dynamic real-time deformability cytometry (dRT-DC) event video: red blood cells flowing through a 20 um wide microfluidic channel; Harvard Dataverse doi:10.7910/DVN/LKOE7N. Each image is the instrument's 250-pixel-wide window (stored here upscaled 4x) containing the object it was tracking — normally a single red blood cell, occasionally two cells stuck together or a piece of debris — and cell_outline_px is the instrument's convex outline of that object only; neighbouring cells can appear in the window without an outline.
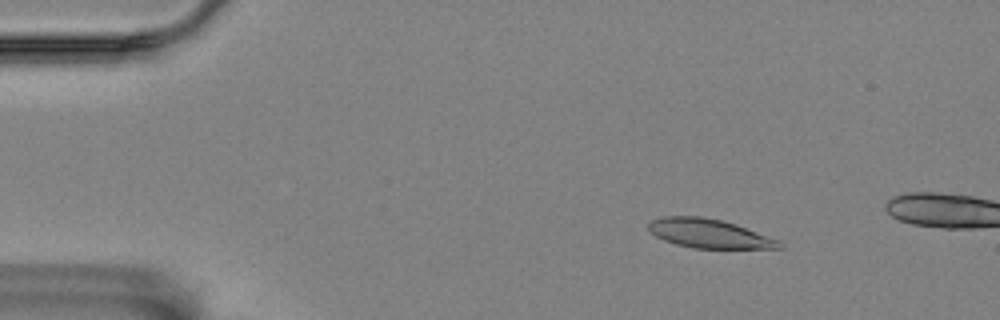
{"species": "Egyptian fruit bat (a non-hibernating species)", "species_latin": "Rousettus aegyptiacus", "temperature_condition": "room temperature", "stored_images_in_passage": 5, "camera_frame_rate_fps": 3000, "um_per_image_px": 0.085, "animal": {"sex": "female"}, "frame": {"image": 1, "passage_image": 3, "time_ms": 0.667, "image_size_px": [1000, 320], "cell_outline_px": [[784, 248], [692, 248], [676, 244], [664, 240], [656, 236], [648, 228], [648, 224], [652, 220], [664, 216], [700, 216], [720, 220], [736, 224], [780, 240], [784, 244]], "centroid_in_image_um": [60.3, 19.85], "position_along_channel_um": 24.7, "area_um2": 22.02}}